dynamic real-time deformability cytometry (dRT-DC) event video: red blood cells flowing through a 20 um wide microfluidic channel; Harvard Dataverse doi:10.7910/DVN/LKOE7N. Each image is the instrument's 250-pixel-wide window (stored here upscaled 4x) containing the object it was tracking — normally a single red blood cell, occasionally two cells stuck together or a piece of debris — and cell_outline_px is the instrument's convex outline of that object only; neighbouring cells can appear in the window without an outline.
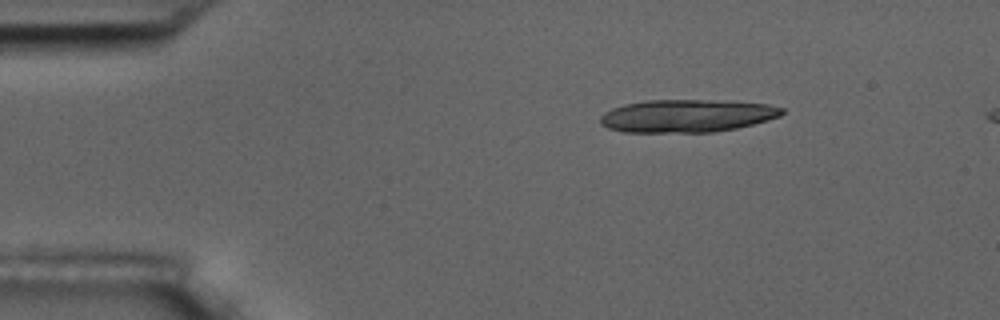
{"species": "common noctule bat (a hibernating species)", "species_latin": "Nyctalus noctula", "temperature_condition": "room temperature", "stored_images_in_passage": 5, "camera_frame_rate_fps": 3000, "um_per_image_px": 0.085, "animal": {"sex": "male", "body_mass_g": 17.5, "forearm_length_mm": 52.3}, "frame": {"image": 1, "passage_image": 2, "time_ms": 2.0, "image_size_px": [1000, 320], "cell_outline_px": [[784, 112], [780, 116], [768, 120], [736, 128], [712, 132], [624, 132], [608, 128], [600, 124], [600, 116], [604, 112], [612, 108], [624, 104], [648, 100], [700, 100], [768, 104], [784, 108]], "centroid_in_image_um": [58.35, 9.85], "position_along_channel_um": 26.7, "area_um2": 34.51}}